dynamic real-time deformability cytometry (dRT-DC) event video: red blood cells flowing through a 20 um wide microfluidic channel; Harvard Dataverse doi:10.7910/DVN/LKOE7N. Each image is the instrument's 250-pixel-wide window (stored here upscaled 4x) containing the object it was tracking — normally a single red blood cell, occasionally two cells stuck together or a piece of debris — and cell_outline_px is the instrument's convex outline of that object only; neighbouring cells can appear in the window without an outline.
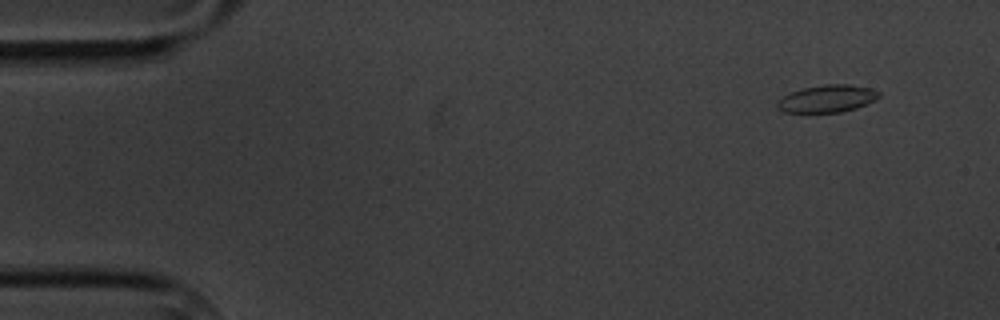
{"species": "common noctule bat (a hibernating species)", "species_latin": "Nyctalus noctula", "temperature_condition": "cold", "stored_images_in_passage": 6, "camera_frame_rate_fps": 3000, "um_per_image_px": 0.085, "animal": {"sex": "male", "body_mass_g": 20.1, "forearm_length_mm": 53.5}, "frame": {"image": 1, "passage_image": 2, "time_ms": 1.333, "image_size_px": [1000, 320], "cell_outline_px": [[880, 96], [876, 100], [856, 108], [840, 112], [784, 112], [776, 108], [776, 100], [792, 92], [804, 88], [824, 84], [852, 84], [868, 88], [880, 92]], "centroid_in_image_um": [70.3, 8.38], "position_along_channel_um": 14.7, "area_um2": 16.18}}
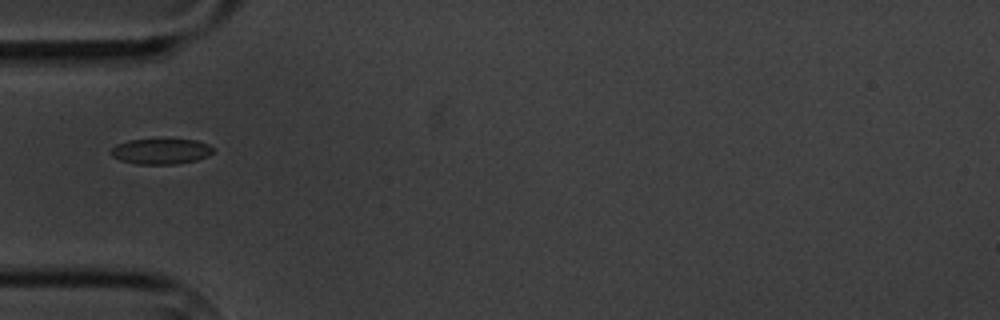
{"frame": {"image": 2, "passage_image": 6, "time_ms": 6.0, "image_size_px": [1000, 320], "cell_outline_px": [[216, 148], [208, 156], [196, 160], [176, 164], [136, 164], [120, 160], [112, 156], [108, 152], [116, 144], [128, 140], [160, 136], [196, 140], [208, 144]], "centroid_in_image_um": [13.67, 12.8], "position_along_channel_um": 71.3, "area_um2": 16.18}}